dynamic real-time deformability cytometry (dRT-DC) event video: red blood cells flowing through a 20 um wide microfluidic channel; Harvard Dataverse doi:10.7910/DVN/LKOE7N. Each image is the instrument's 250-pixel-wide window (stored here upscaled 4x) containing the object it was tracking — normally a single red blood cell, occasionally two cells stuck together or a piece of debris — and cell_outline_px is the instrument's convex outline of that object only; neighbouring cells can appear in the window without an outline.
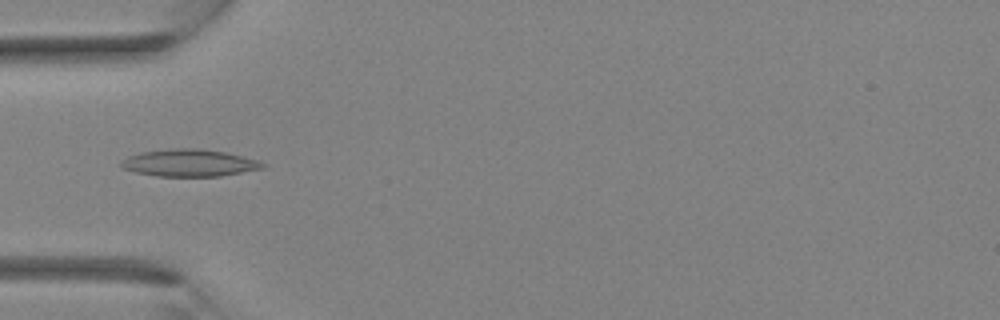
{"species": "Egyptian fruit bat (a non-hibernating species)", "species_latin": "Rousettus aegyptiacus", "temperature_condition": "room temperature", "stored_images_in_passage": 24, "camera_frame_rate_fps": 3000, "um_per_image_px": 0.085, "animal": {"sex": "female"}, "frame": {"image": 1, "passage_image": 1, "time_ms": 0.0, "image_size_px": [1000, 320], "cell_outline_px": [[268, 164], [264, 168], [220, 176], [156, 176], [136, 172], [124, 168], [120, 164], [120, 160], [128, 156], [140, 152], [172, 148], [200, 148], [224, 152], [260, 160]], "centroid_in_image_um": [16.11, 13.84], "position_along_channel_um": 68.9, "area_um2": 22.48}}
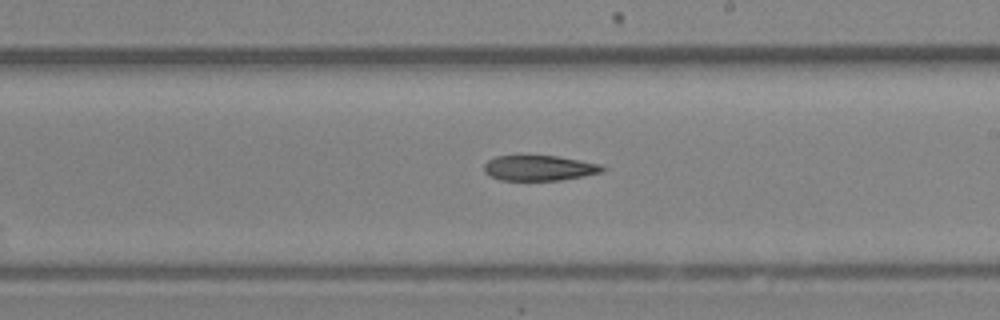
{"frame": {"image": 2, "passage_image": 10, "time_ms": 3.0, "image_size_px": [1000, 320], "cell_outline_px": [[608, 168], [600, 172], [584, 176], [560, 180], [500, 180], [484, 172], [484, 164], [488, 160], [496, 156], [556, 156], [604, 164]], "centroid_in_image_um": [45.88, 14.28], "position_along_channel_um": 243.1, "area_um2": 17.46}}
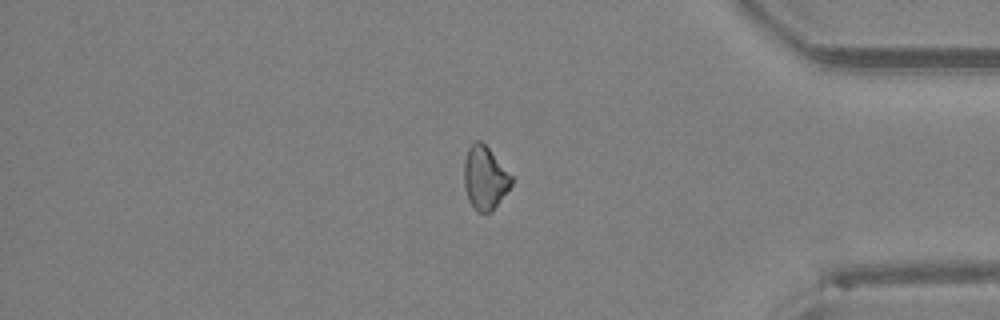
{"frame": {"image": 3, "passage_image": 19, "time_ms": 6.0, "image_size_px": [1000, 320], "cell_outline_px": [[516, 176], [512, 184], [492, 212], [476, 212], [468, 200], [464, 184], [464, 160], [468, 148], [476, 140], [480, 140]], "centroid_in_image_um": [41.25, 15.12], "position_along_channel_um": 393.9, "area_um2": 17.86}}